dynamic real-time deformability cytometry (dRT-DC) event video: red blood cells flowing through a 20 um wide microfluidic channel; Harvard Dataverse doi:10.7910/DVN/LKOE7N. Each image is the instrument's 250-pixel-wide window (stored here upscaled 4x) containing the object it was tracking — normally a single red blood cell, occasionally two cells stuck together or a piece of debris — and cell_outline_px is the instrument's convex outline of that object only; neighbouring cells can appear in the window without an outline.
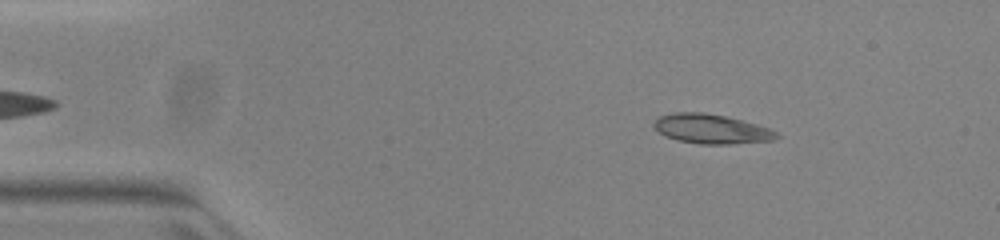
{"species": "common noctule bat (a hibernating species)", "species_latin": "Nyctalus noctula", "temperature_condition": "warm", "stored_images_in_passage": 38, "camera_frame_rate_fps": 3000, "um_per_image_px": 0.085, "animal": {"sex": "female", "body_mass_g": 23.0, "forearm_length_mm": 53.4}, "frame": {"image": 1, "passage_image": 2, "time_ms": 0.333, "image_size_px": [1000, 240], "cell_outline_px": [[780, 136], [776, 140], [732, 144], [700, 144], [676, 140], [664, 136], [652, 124], [660, 116], [672, 112], [704, 112], [724, 116], [756, 124], [768, 128], [776, 132]], "centroid_in_image_um": [60.46, 10.97], "position_along_channel_um": 24.5, "area_um2": 21.04}}
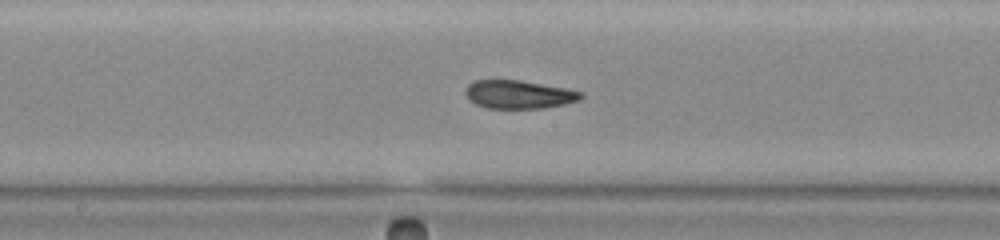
{"frame": {"image": 2, "passage_image": 21, "time_ms": 6.667, "image_size_px": [1000, 240], "cell_outline_px": [[584, 96], [580, 100], [564, 104], [544, 108], [488, 108], [476, 104], [468, 100], [464, 92], [464, 88], [468, 84], [476, 80], [520, 80], [564, 88], [584, 92]], "centroid_in_image_um": [44.08, 8.03], "position_along_channel_um": 204.1, "area_um2": 19.13}}
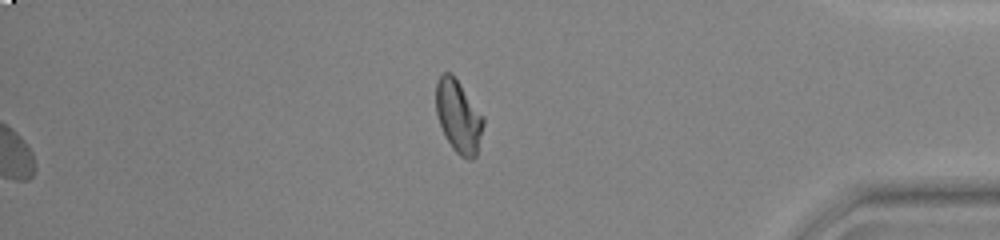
{"frame": {"image": 3, "passage_image": 38, "time_ms": 12.333, "image_size_px": [1000, 240], "cell_outline_px": [[484, 124], [476, 156], [472, 160], [468, 160], [460, 156], [452, 148], [440, 124], [436, 112], [436, 84], [440, 76], [444, 72], [452, 72], [484, 116]], "centroid_in_image_um": [38.99, 9.89], "position_along_channel_um": 396.2, "area_um2": 20.06}, "authors_computed_cell_mechanics": {"area_um2": 19.9988, "velocity_mm_per_s": 3.985, "shape_relaxation_time_tau1_ms": null, "shape_relaxation_time_tau2_ms": 1.748, "deformation_change_tau1": null, "deformation_change_tau2": 0.0693}}